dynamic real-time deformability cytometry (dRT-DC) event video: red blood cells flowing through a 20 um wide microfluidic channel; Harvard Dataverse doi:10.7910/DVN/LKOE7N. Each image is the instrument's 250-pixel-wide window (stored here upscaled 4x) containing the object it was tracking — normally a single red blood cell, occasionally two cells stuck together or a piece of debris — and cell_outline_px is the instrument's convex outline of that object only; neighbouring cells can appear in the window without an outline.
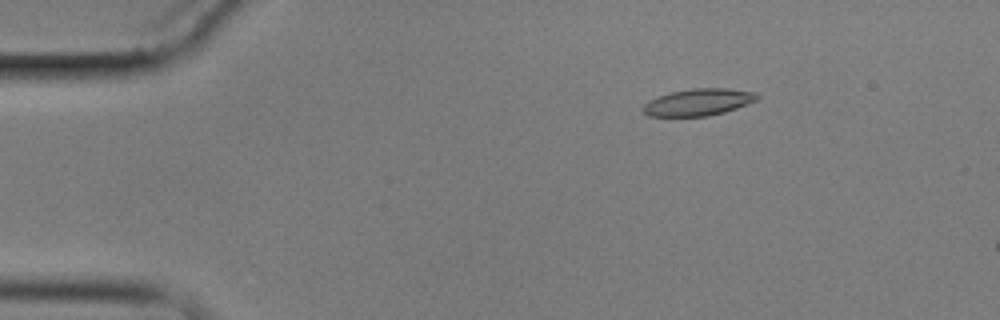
{"species": "common noctule bat (a hibernating species)", "species_latin": "Nyctalus noctula", "temperature_condition": "cold", "stored_images_in_passage": 5, "camera_frame_rate_fps": 3000, "um_per_image_px": 0.085, "animal": {"sex": "male", "body_mass_g": 17.9}, "frame": {"image": 1, "passage_image": 3, "time_ms": 2.333, "image_size_px": [1000, 320], "cell_outline_px": [[760, 96], [756, 100], [736, 108], [724, 112], [708, 116], [648, 116], [640, 108], [648, 100], [672, 92], [692, 88], [728, 88], [756, 92]], "centroid_in_image_um": [59.35, 8.68], "position_along_channel_um": 25.6, "area_um2": 17.86}}